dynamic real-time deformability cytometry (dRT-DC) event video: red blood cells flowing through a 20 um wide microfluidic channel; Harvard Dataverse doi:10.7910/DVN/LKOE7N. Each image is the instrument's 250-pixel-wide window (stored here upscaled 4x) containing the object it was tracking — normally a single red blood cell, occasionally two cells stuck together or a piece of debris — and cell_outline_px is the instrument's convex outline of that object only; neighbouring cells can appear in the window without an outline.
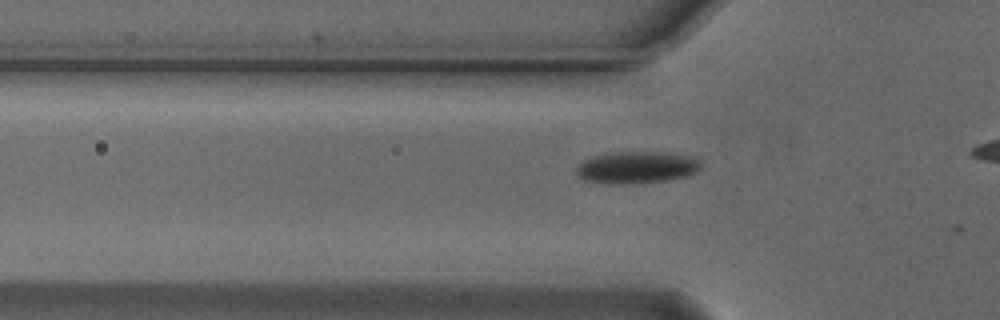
{"species": "Egyptian fruit bat (a non-hibernating species)", "species_latin": "Rousettus aegyptiacus", "temperature_condition": "cold", "stored_images_in_passage": 11, "camera_frame_rate_fps": 3000, "um_per_image_px": 0.085, "animal": {"sex": "male"}, "frame": {"image": 1, "passage_image": 5, "time_ms": 1.333, "image_size_px": [1000, 320], "cell_outline_px": [[700, 168], [696, 172], [688, 176], [668, 180], [632, 184], [608, 184], [584, 180], [576, 176], [576, 168], [584, 160], [592, 156], [616, 152], [660, 152], [692, 156], [700, 160]], "centroid_in_image_um": [54.11, 14.24], "position_along_channel_um": 71.7, "area_um2": 23.41}}
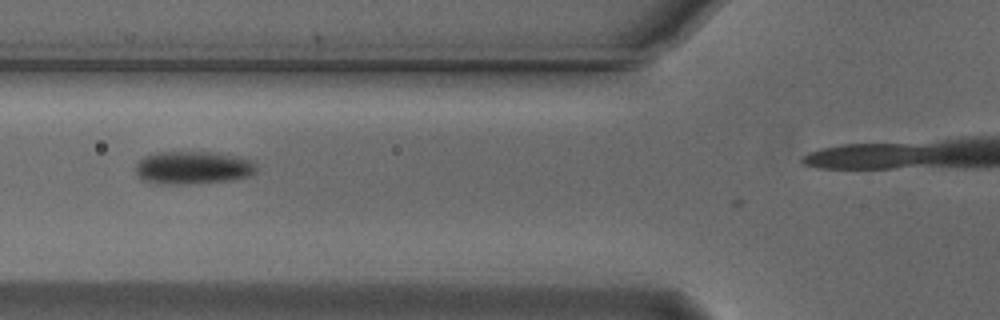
{"frame": {"image": 2, "passage_image": 8, "time_ms": 2.333, "image_size_px": [1000, 320], "cell_outline_px": [[256, 172], [252, 176], [236, 180], [184, 184], [156, 184], [140, 180], [136, 176], [136, 164], [144, 156], [156, 152], [216, 152], [236, 156], [252, 160], [256, 164]], "centroid_in_image_um": [16.4, 14.26], "position_along_channel_um": 109.4, "area_um2": 23.7}}